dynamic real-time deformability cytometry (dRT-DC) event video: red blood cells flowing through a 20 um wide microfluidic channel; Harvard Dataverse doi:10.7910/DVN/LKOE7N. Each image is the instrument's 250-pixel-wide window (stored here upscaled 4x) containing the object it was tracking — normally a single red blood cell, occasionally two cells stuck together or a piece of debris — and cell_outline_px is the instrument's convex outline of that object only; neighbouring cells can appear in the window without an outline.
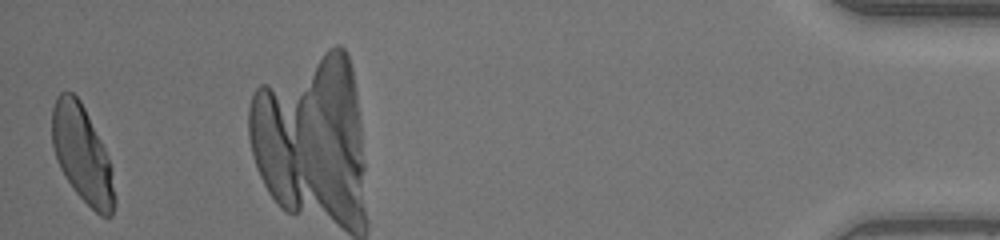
{"species": "human", "species_latin": "Homo sapiens", "temperature_condition": "warm", "stored_images_in_passage": 34, "camera_frame_rate_fps": 3000, "um_per_image_px": 0.085, "donor": {"sex": "female"}, "frame": {"image": 1, "passage_image": 34, "time_ms": 11.0, "image_size_px": [1000, 240], "cell_outline_px": [[116, 204], [112, 216], [100, 216], [72, 188], [60, 168], [56, 160], [52, 144], [52, 108], [56, 96], [60, 92], [72, 92], [80, 100], [108, 156], [112, 172], [116, 196]], "centroid_in_image_um": [6.99, 13.13], "position_along_channel_um": 428.2, "area_um2": 35.08}}